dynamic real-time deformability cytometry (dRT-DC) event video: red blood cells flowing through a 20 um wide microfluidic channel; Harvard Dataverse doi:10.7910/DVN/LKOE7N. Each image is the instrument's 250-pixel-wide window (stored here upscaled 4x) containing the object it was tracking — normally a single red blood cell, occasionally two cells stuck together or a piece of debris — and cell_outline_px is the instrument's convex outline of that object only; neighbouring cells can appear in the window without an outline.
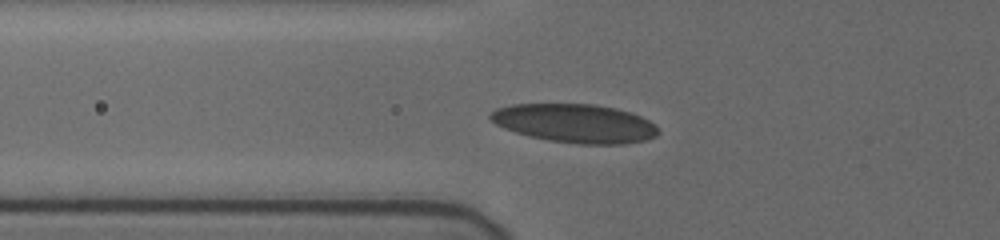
{"species": "human", "species_latin": "Homo sapiens", "temperature_condition": "cold", "stored_images_in_passage": 36, "camera_frame_rate_fps": 3000, "um_per_image_px": 0.085, "donor": {"sex": "female"}, "frame": {"image": 1, "passage_image": 2, "time_ms": 0.333, "image_size_px": [1000, 240], "cell_outline_px": [[660, 132], [656, 136], [648, 140], [624, 144], [576, 144], [548, 140], [528, 136], [504, 128], [496, 124], [488, 116], [496, 108], [512, 104], [592, 104], [616, 108], [632, 112], [656, 124]], "centroid_in_image_um": [48.91, 10.49], "position_along_channel_um": 76.9, "area_um2": 38.09}}
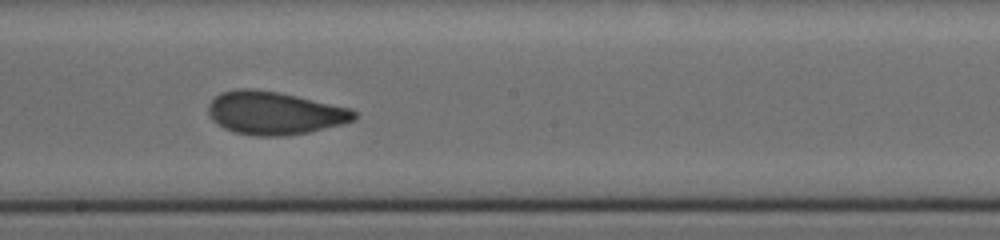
{"frame": {"image": 2, "passage_image": 14, "time_ms": 4.333, "image_size_px": [1000, 240], "cell_outline_px": [[356, 120], [308, 132], [284, 136], [256, 136], [236, 132], [224, 128], [212, 120], [208, 112], [208, 104], [220, 92], [236, 88], [252, 88], [280, 92], [352, 108], [356, 112]], "centroid_in_image_um": [23.32, 9.59], "position_along_channel_um": 224.9, "area_um2": 36.7}}
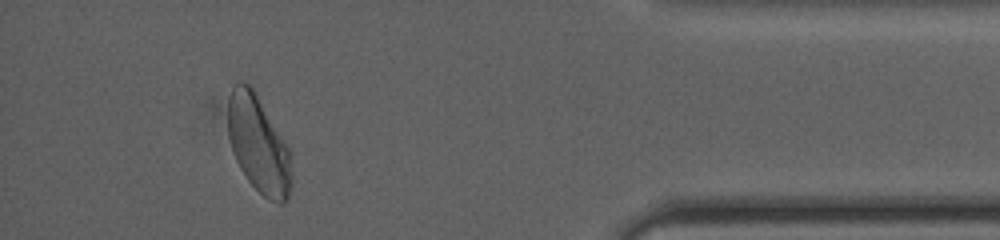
{"frame": {"image": 3, "passage_image": 32, "time_ms": 10.333, "image_size_px": [1000, 240], "cell_outline_px": [[292, 184], [288, 196], [284, 204], [280, 204], [268, 200], [248, 180], [240, 168], [236, 160], [228, 136], [228, 96], [232, 84], [236, 80], [244, 80], [252, 88], [292, 152]], "centroid_in_image_um": [21.98, 12.26], "position_along_channel_um": 413.2, "area_um2": 36.36}, "authors_computed_cell_mechanics": {"area_um2": 36.2406, "velocity_mm_per_s": 3.7473, "shape_relaxation_time_tau1_ms": 6.348, "shape_relaxation_time_tau2_ms": 0.8454, "deformation_change_tau1": 0.1619, "deformation_change_tau2": 0.0741}}